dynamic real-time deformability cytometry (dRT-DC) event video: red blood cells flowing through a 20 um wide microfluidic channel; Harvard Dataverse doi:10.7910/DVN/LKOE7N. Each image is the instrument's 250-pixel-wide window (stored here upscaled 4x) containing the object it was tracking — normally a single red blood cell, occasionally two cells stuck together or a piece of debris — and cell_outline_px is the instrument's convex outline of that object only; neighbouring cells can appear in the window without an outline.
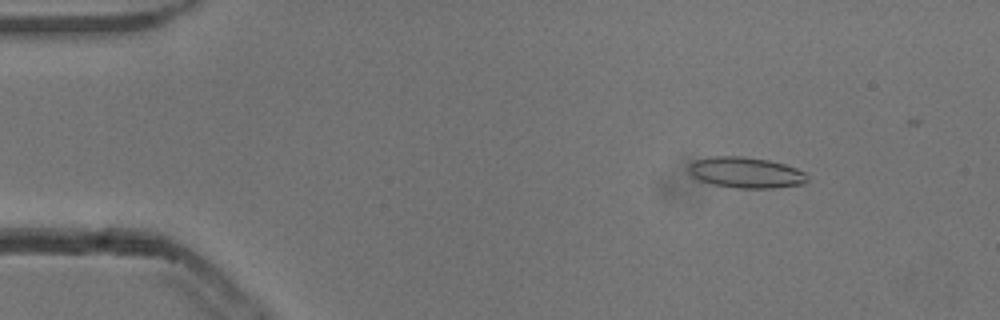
{"species": "common noctule bat (a hibernating species)", "species_latin": "Nyctalus noctula", "temperature_condition": "cold", "stored_images_in_passage": 52, "camera_frame_rate_fps": 3000, "um_per_image_px": 0.085, "animal": {"sex": "male", "body_mass_g": 13.3}, "frame": {"image": 1, "passage_image": 7, "time_ms": 2.0, "image_size_px": [1000, 320], "cell_outline_px": [[808, 180], [804, 184], [776, 188], [736, 188], [712, 184], [700, 180], [692, 176], [688, 168], [696, 160], [712, 156], [744, 156], [768, 160], [784, 164], [796, 168], [804, 172]], "centroid_in_image_um": [63.42, 14.67], "position_along_channel_um": 21.6, "area_um2": 21.27}}
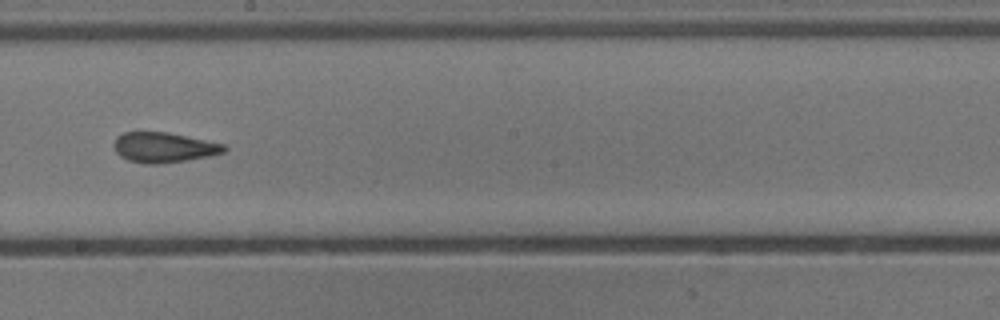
{"frame": {"image": 2, "passage_image": 30, "time_ms": 9.667, "image_size_px": [1000, 320], "cell_outline_px": [[228, 148], [224, 152], [208, 156], [184, 160], [156, 164], [144, 164], [128, 160], [120, 156], [116, 152], [112, 144], [116, 136], [124, 132], [168, 132], [224, 144]], "centroid_in_image_um": [13.87, 12.52], "position_along_channel_um": 234.3, "area_um2": 19.31}}
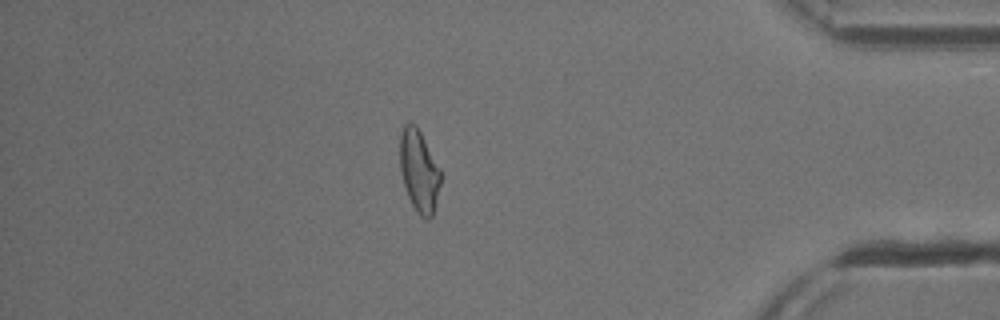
{"frame": {"image": 3, "passage_image": 46, "time_ms": 15.0, "image_size_px": [1000, 320], "cell_outline_px": [[440, 184], [432, 216], [428, 220], [420, 216], [416, 212], [408, 196], [404, 184], [400, 168], [400, 136], [404, 124], [416, 124], [440, 168]], "centroid_in_image_um": [35.61, 14.53], "position_along_channel_um": 399.6, "area_um2": 19.19}, "authors_computed_cell_mechanics": {"area_um2": 19.941, "velocity_mm_per_s": 3.8456, "shape_relaxation_time_tau1_ms": null, "shape_relaxation_time_tau2_ms": 1.8717, "deformation_change_tau1": null, "deformation_change_tau2": 0.083}}